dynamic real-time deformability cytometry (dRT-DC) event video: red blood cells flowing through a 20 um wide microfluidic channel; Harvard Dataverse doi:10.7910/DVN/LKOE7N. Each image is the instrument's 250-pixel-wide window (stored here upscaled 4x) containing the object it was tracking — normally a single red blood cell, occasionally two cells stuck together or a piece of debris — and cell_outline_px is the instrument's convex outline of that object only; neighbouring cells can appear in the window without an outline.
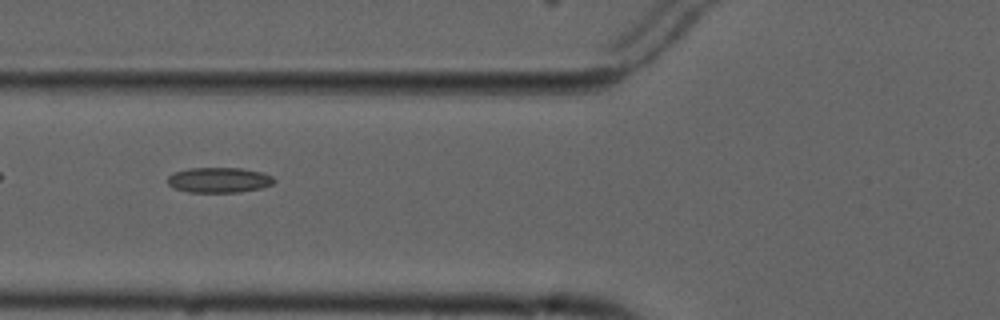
{"species": "common noctule bat (a hibernating species)", "species_latin": "Nyctalus noctula", "temperature_condition": "cold", "stored_images_in_passage": 6, "camera_frame_rate_fps": 3000, "um_per_image_px": 0.085, "animal": {"sex": "male", "forearm_length_mm": 52.5}, "frame": {"image": 1, "passage_image": 6, "time_ms": 6.0, "image_size_px": [1000, 320], "cell_outline_px": [[276, 180], [272, 184], [260, 188], [240, 192], [188, 192], [172, 188], [168, 184], [168, 176], [172, 172], [188, 168], [240, 168], [260, 172], [272, 176]], "centroid_in_image_um": [18.57, 15.3], "position_along_channel_um": 107.2, "area_um2": 15.72}}